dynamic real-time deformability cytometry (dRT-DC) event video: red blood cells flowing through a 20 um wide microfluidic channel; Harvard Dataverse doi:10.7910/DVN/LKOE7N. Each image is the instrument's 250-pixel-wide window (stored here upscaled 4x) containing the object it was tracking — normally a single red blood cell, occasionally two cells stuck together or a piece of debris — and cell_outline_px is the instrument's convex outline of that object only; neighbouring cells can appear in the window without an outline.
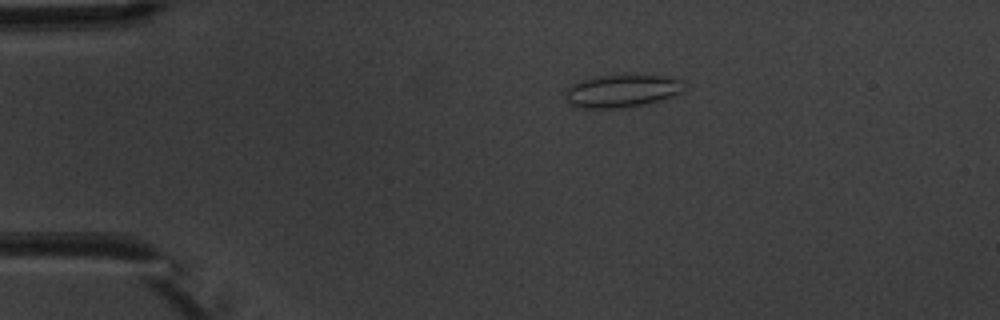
{"species": "common noctule bat (a hibernating species)", "species_latin": "Nyctalus noctula", "temperature_condition": "warm", "stored_images_in_passage": 3, "camera_frame_rate_fps": 3000, "um_per_image_px": 0.085, "animal": {"sex": "male", "body_mass_g": 20.1, "forearm_length_mm": 53.5}, "frame": {"image": 1, "passage_image": 1, "time_ms": 0.0, "image_size_px": [1000, 320], "cell_outline_px": [[684, 80], [680, 92], [672, 96], [660, 100], [644, 104], [616, 108], [584, 108], [572, 104], [568, 100], [564, 92], [572, 84], [580, 80], [600, 76], [672, 76]], "centroid_in_image_um": [52.87, 7.73], "position_along_channel_um": 32.1, "area_um2": 22.14}}